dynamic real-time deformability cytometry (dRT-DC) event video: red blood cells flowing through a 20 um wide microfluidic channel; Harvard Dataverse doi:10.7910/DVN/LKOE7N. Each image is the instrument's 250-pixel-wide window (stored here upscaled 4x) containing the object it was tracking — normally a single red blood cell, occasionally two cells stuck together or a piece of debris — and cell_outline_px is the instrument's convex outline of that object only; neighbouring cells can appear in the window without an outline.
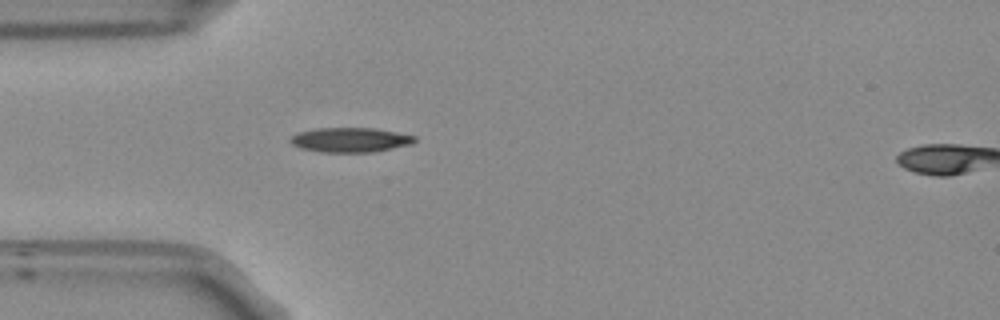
{"species": "Egyptian fruit bat (a non-hibernating species)", "species_latin": "Rousettus aegyptiacus", "temperature_condition": "room temperature", "stored_images_in_passage": 2, "camera_frame_rate_fps": 3000, "um_per_image_px": 0.085, "frame": {"image": 1, "passage_image": 1, "time_ms": 0.0, "image_size_px": [1000, 320], "cell_outline_px": [[416, 140], [412, 144], [376, 152], [320, 152], [300, 148], [292, 144], [288, 140], [296, 132], [316, 128], [372, 128], [396, 132], [416, 136]], "centroid_in_image_um": [29.75, 11.89], "position_along_channel_um": 55.2, "area_um2": 17.98}}